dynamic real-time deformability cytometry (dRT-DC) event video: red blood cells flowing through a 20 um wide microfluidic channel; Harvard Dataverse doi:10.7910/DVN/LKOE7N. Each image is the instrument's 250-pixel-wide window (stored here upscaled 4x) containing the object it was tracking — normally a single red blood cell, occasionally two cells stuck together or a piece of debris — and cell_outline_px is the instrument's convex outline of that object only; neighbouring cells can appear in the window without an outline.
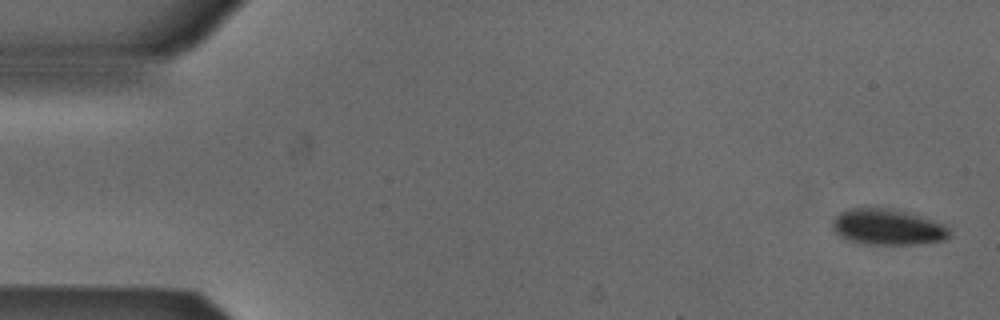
{"species": "Egyptian fruit bat (a non-hibernating species)", "species_latin": "Rousettus aegyptiacus", "temperature_condition": "cold", "stored_images_in_passage": 8, "camera_frame_rate_fps": 3000, "um_per_image_px": 0.085, "animal": {"sex": "male"}, "frame": {"image": 1, "passage_image": 1, "time_ms": 0.0, "image_size_px": [1000, 320], "cell_outline_px": [[952, 236], [944, 240], [916, 244], [864, 244], [848, 240], [840, 236], [832, 228], [832, 220], [840, 212], [848, 208], [892, 208], [908, 212], [944, 224], [952, 232]], "centroid_in_image_um": [75.46, 19.29], "position_along_channel_um": 9.5, "area_um2": 24.62}}
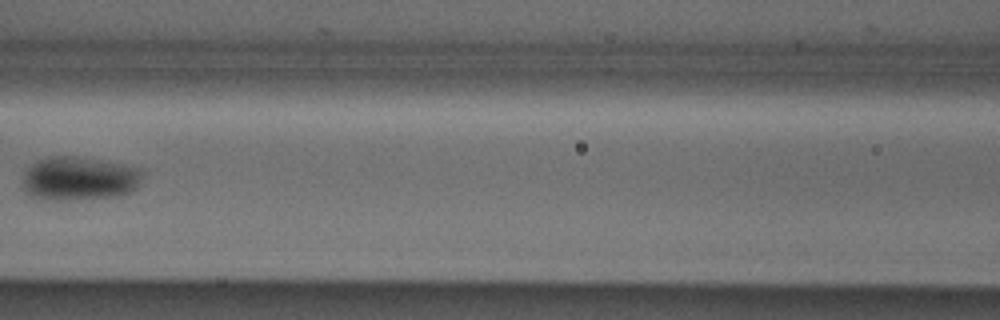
{"frame": {"image": 2, "passage_image": 7, "time_ms": 2.0, "image_size_px": [1000, 320], "cell_outline_px": [[144, 172], [140, 184], [132, 192], [120, 196], [64, 200], [52, 200], [32, 196], [24, 192], [20, 184], [24, 168], [36, 160], [48, 156], [76, 156], [100, 160], [140, 168]], "centroid_in_image_um": [6.68, 15.17], "position_along_channel_um": 159.9, "area_um2": 31.27}}
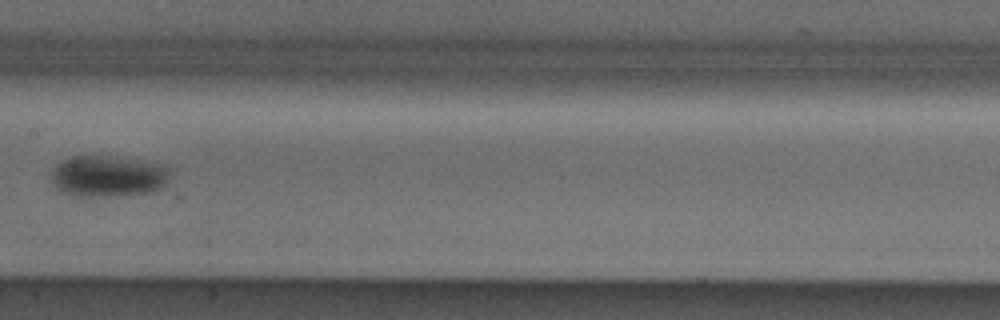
{"frame": {"image": 3, "passage_image": 8, "time_ms": 2.333, "image_size_px": [1000, 320], "cell_outline_px": [[168, 176], [164, 184], [160, 188], [148, 192], [108, 196], [76, 196], [56, 188], [52, 184], [52, 168], [56, 164], [72, 156], [112, 156], [144, 160], [168, 164]], "centroid_in_image_um": [9.18, 14.94], "position_along_channel_um": 198.2, "area_um2": 28.55}}